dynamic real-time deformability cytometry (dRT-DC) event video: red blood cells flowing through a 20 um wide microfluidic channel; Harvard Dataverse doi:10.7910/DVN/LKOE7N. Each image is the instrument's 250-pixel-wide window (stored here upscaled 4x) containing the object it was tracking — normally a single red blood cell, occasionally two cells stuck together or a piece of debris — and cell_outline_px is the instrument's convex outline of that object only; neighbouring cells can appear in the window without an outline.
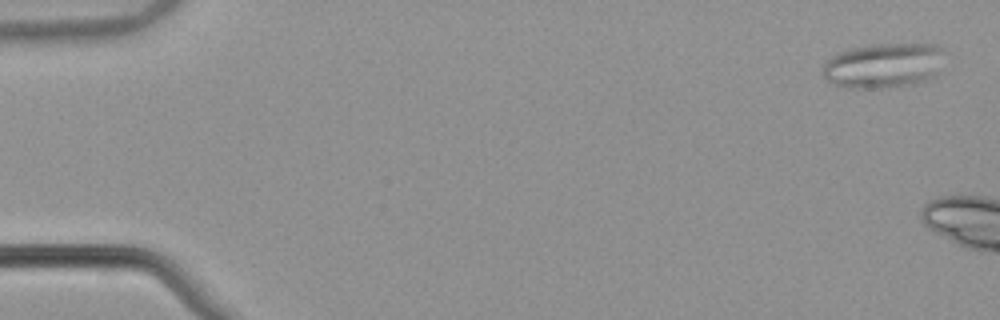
{"species": "common noctule bat (a hibernating species)", "species_latin": "Nyctalus noctula", "temperature_condition": "warm", "stored_images_in_passage": 6, "camera_frame_rate_fps": 3000, "um_per_image_px": 0.085, "animal": {"sex": "male", "body_mass_g": 21.5, "forearm_length_mm": 52.0}, "frame": {"image": 1, "passage_image": 2, "time_ms": 0.333, "image_size_px": [1000, 320], "cell_outline_px": [[940, 48], [936, 76], [916, 84], [880, 88], [844, 88], [832, 84], [824, 76], [824, 64], [836, 52], [868, 44], [936, 44]], "centroid_in_image_um": [75.02, 5.58], "position_along_channel_um": 10.0, "area_um2": 31.62}}